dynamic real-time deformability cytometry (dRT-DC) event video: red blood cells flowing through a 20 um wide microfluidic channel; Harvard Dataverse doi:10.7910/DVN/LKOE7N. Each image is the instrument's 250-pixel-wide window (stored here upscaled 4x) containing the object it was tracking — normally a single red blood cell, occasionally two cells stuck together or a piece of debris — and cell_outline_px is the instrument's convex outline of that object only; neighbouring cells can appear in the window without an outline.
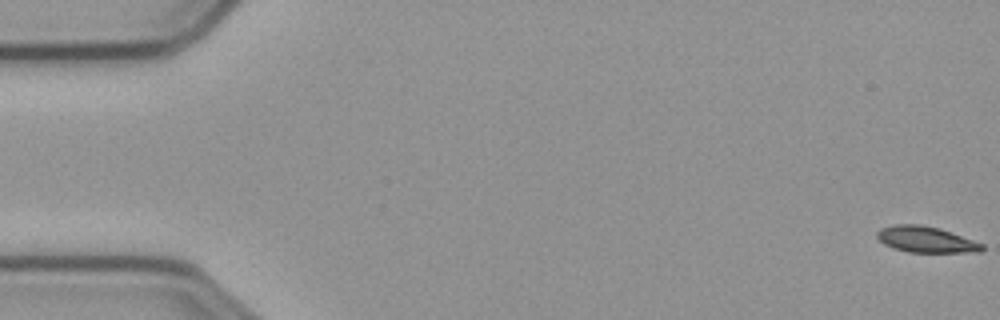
{"species": "common noctule bat (a hibernating species)", "species_latin": "Nyctalus noctula", "temperature_condition": "cold", "stored_images_in_passage": 58, "camera_frame_rate_fps": 3000, "um_per_image_px": 0.085, "animal": {"sex": "male", "body_mass_g": 23.1, "forearm_length_mm": 52.7}, "frame": {"image": 1, "passage_image": 1, "time_ms": 0.0, "image_size_px": [1000, 320], "cell_outline_px": [[984, 248], [980, 252], [908, 252], [884, 244], [876, 236], [876, 232], [880, 228], [896, 224], [920, 224], [940, 228], [984, 244]], "centroid_in_image_um": [78.71, 20.35], "position_along_channel_um": 6.3, "area_um2": 15.9}}
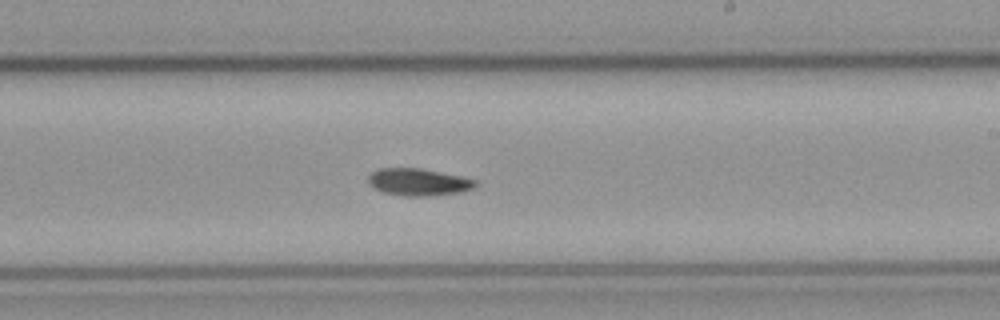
{"frame": {"image": 2, "passage_image": 34, "time_ms": 11.0, "image_size_px": [1000, 320], "cell_outline_px": [[476, 184], [472, 188], [460, 192], [428, 196], [404, 196], [384, 192], [372, 188], [368, 184], [368, 176], [372, 172], [380, 168], [420, 168], [460, 176], [476, 180]], "centroid_in_image_um": [35.51, 15.47], "position_along_channel_um": 253.5, "area_um2": 16.88}}
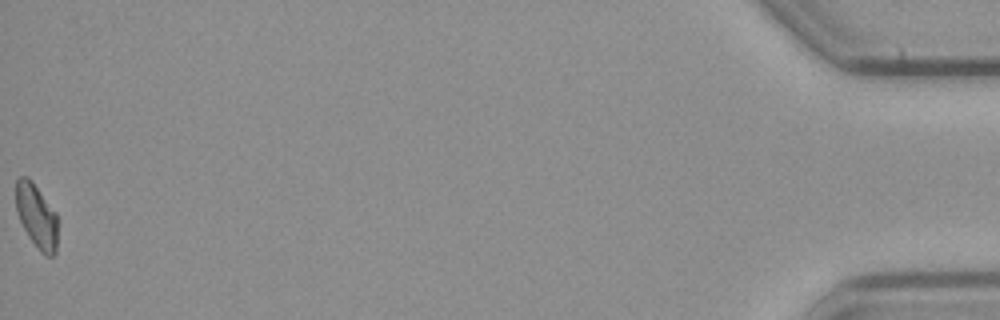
{"frame": {"image": 3, "passage_image": 58, "time_ms": 19.0, "image_size_px": [1000, 320], "cell_outline_px": [[56, 252], [52, 256], [44, 256], [40, 252], [28, 236], [16, 212], [16, 180], [20, 176], [28, 176], [32, 180], [56, 212]], "centroid_in_image_um": [3.09, 18.35], "position_along_channel_um": 432.1, "area_um2": 15.61}, "authors_computed_cell_mechanics": {"area_um2": 16.5308, "velocity_mm_per_s": 3.6007, "shape_relaxation_time_tau1_ms": 8.5399, "shape_relaxation_time_tau2_ms": null, "deformation_change_tau1": 0.1515, "deformation_change_tau2": null}}